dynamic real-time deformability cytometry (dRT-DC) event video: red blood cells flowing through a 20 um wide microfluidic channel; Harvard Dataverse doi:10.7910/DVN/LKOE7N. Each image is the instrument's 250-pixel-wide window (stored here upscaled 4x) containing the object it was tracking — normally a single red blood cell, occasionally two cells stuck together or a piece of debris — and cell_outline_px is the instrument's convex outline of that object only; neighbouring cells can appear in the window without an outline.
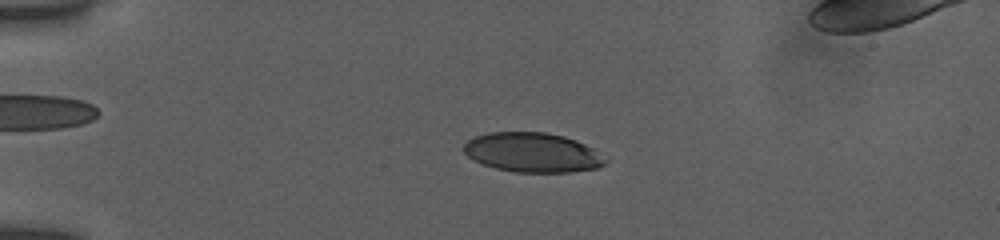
{"species": "human", "species_latin": "Homo sapiens", "temperature_condition": "room temperature", "stored_images_in_passage": 42, "camera_frame_rate_fps": 3000, "um_per_image_px": 0.085, "donor": {"sex": "female"}, "frame": {"image": 1, "passage_image": 9, "time_ms": 3.667, "image_size_px": [1000, 240], "cell_outline_px": [[608, 160], [604, 164], [596, 168], [572, 172], [512, 172], [496, 168], [472, 160], [460, 148], [468, 140], [476, 136], [488, 132], [544, 132], [564, 136], [576, 140], [592, 148]], "centroid_in_image_um": [45.23, 12.96], "position_along_channel_um": 39.8, "area_um2": 32.66}}
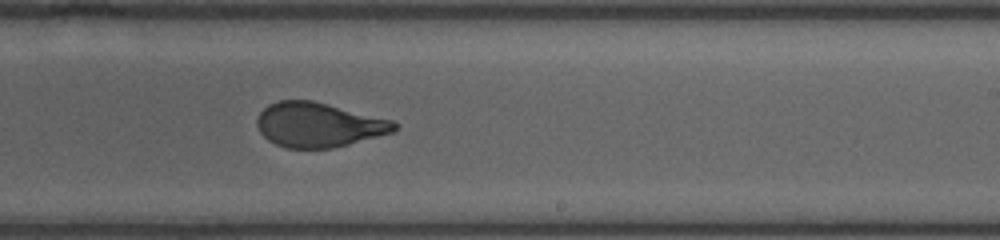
{"frame": {"image": 2, "passage_image": 25, "time_ms": 10.667, "image_size_px": [1000, 240], "cell_outline_px": [[400, 124], [392, 132], [348, 144], [332, 148], [288, 148], [276, 144], [268, 140], [260, 132], [256, 124], [256, 120], [260, 112], [268, 104], [280, 100], [312, 100], [392, 120]], "centroid_in_image_um": [27.05, 10.6], "position_along_channel_um": 262.0, "area_um2": 35.43}}
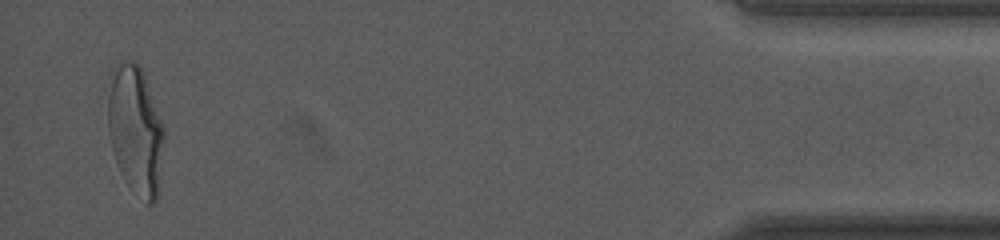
{"frame": {"image": 3, "passage_image": 42, "time_ms": 16.667, "image_size_px": [1000, 240], "cell_outline_px": [[164, 136], [156, 200], [152, 204], [148, 204], [120, 172], [116, 164], [108, 132], [108, 96], [112, 68], [116, 60], [120, 60], [140, 64], [144, 72], [164, 124]], "centroid_in_image_um": [11.51, 10.93], "position_along_channel_um": 423.7, "area_um2": 41.85}, "authors_computed_cell_mechanics": {"area_um2": 36.125, "velocity_mm_per_s": 3.869, "shape_relaxation_time_tau1_ms": 4.4163, "shape_relaxation_time_tau2_ms": 0.6799, "deformation_change_tau1": 0.1898, "deformation_change_tau2": 0.0622}}